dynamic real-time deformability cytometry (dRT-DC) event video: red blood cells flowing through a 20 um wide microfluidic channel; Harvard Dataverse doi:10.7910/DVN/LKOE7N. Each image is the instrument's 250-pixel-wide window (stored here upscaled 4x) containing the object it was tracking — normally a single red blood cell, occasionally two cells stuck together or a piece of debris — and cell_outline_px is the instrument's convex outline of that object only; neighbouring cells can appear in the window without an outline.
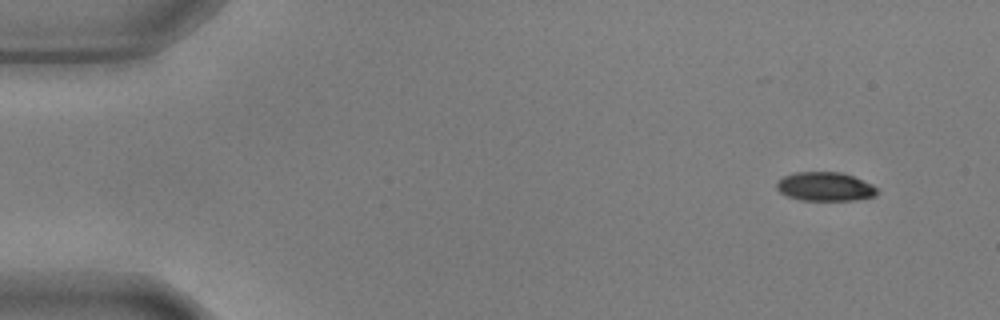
{"species": "common noctule bat (a hibernating species)", "species_latin": "Nyctalus noctula", "temperature_condition": "warm", "stored_images_in_passage": 52, "camera_frame_rate_fps": 3000, "um_per_image_px": 0.085, "animal": {"sex": "male", "body_mass_g": 17.9, "forearm_length_mm": 54.2}, "frame": {"image": 1, "passage_image": 1, "time_ms": 0.0, "image_size_px": [1000, 320], "cell_outline_px": [[880, 192], [876, 196], [856, 200], [800, 200], [788, 196], [780, 192], [776, 188], [776, 180], [784, 176], [796, 172], [840, 172], [852, 176], [872, 184]], "centroid_in_image_um": [70.13, 15.86], "position_along_channel_um": 14.9, "area_um2": 16.99}}
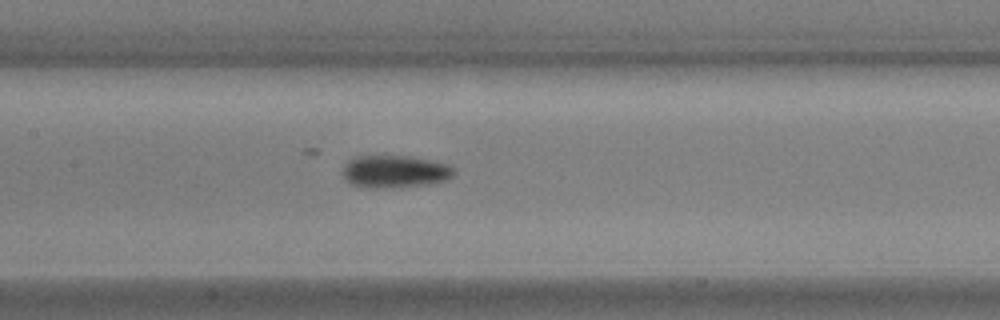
{"frame": {"image": 2, "passage_image": 23, "time_ms": 7.333, "image_size_px": [1000, 320], "cell_outline_px": [[456, 172], [448, 180], [428, 184], [384, 188], [372, 188], [352, 184], [340, 172], [344, 164], [348, 160], [356, 156], [408, 156], [432, 160], [448, 164]], "centroid_in_image_um": [33.56, 14.57], "position_along_channel_um": 173.8, "area_um2": 21.1}}
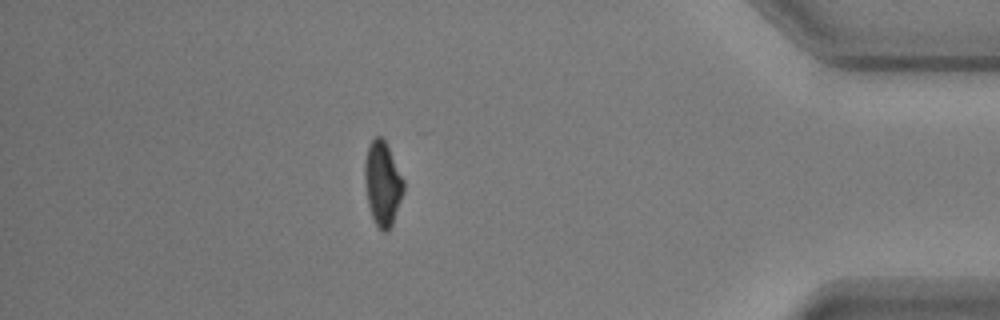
{"frame": {"image": 3, "passage_image": 45, "time_ms": 14.667, "image_size_px": [1000, 320], "cell_outline_px": [[404, 192], [392, 224], [388, 232], [384, 232], [372, 220], [368, 204], [364, 180], [364, 160], [368, 144], [376, 136], [380, 136], [384, 140], [404, 180]], "centroid_in_image_um": [32.5, 15.61], "position_along_channel_um": 402.7, "area_um2": 19.07}, "authors_computed_cell_mechanics": {"area_um2": 19.1029, "velocity_mm_per_s": 3.6791, "shape_relaxation_time_tau1_ms": 6.5107, "shape_relaxation_time_tau2_ms": null, "deformation_change_tau1": 0.2536, "deformation_change_tau2": null}}